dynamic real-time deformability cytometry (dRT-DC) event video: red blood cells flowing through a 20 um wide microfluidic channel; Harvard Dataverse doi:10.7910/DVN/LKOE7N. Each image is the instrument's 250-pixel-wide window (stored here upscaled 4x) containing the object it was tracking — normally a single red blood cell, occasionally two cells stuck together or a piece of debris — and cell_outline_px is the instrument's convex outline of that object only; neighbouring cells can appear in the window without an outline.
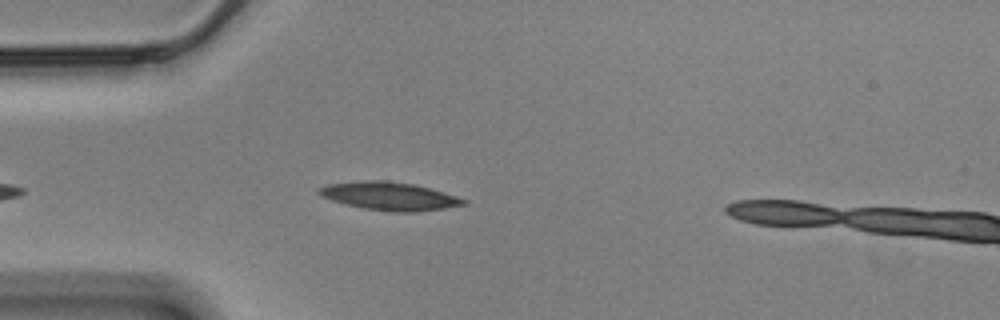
{"species": "Egyptian fruit bat (a non-hibernating species)", "species_latin": "Rousettus aegyptiacus", "temperature_condition": "cold", "stored_images_in_passage": 37, "camera_frame_rate_fps": 3000, "um_per_image_px": 0.085, "animal": {"sex": "male"}, "frame": {"image": 1, "passage_image": 11, "time_ms": 3.333, "image_size_px": [1000, 320], "cell_outline_px": [[468, 204], [444, 208], [416, 212], [388, 212], [364, 208], [332, 200], [320, 196], [316, 192], [320, 188], [328, 184], [364, 180], [388, 180], [416, 184], [444, 192], [468, 200]], "centroid_in_image_um": [33.13, 16.66], "position_along_channel_um": 51.9, "area_um2": 23.81}}
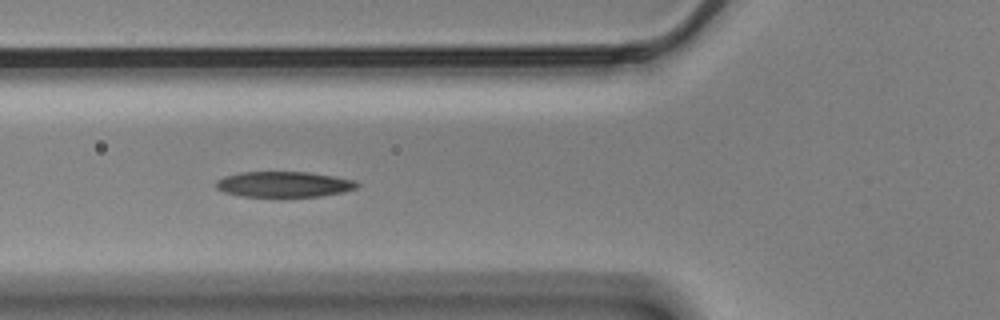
{"frame": {"image": 2, "passage_image": 16, "time_ms": 5.0, "image_size_px": [1000, 320], "cell_outline_px": [[360, 184], [356, 188], [344, 192], [320, 196], [240, 196], [224, 192], [216, 188], [216, 180], [224, 176], [240, 172], [308, 172], [356, 180]], "centroid_in_image_um": [24.13, 15.66], "position_along_channel_um": 101.7, "area_um2": 20.98}}